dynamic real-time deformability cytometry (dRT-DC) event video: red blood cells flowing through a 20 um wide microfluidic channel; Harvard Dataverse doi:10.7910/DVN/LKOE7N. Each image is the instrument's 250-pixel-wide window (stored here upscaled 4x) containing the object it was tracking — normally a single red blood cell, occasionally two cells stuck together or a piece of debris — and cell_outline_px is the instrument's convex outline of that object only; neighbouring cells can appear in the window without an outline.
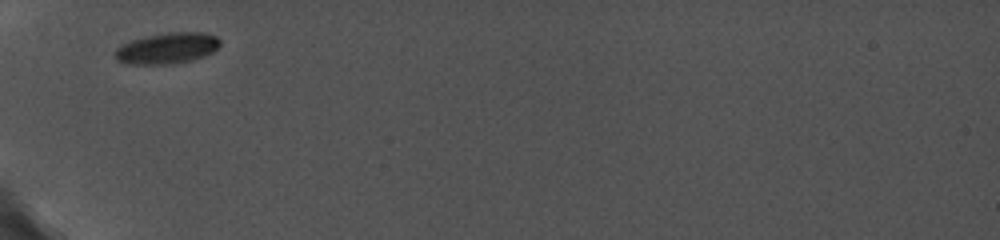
{"species": "common noctule bat (a hibernating species)", "species_latin": "Nyctalus noctula", "temperature_condition": "cold", "stored_images_in_passage": 16, "camera_frame_rate_fps": 5000, "um_per_image_px": 0.085, "animal": {"sex": "female", "body_mass_g": 19.0, "forearm_length_mm": 56.7}, "frame": {"image": 1, "passage_image": 1, "time_ms": 0.0, "image_size_px": [1000, 240], "cell_outline_px": [[220, 44], [212, 52], [192, 60], [172, 64], [128, 64], [116, 60], [116, 48], [120, 44], [144, 36], [164, 32], [204, 32], [216, 36], [220, 40]], "centroid_in_image_um": [14.19, 4.09], "position_along_channel_um": 70.8, "area_um2": 19.07}}
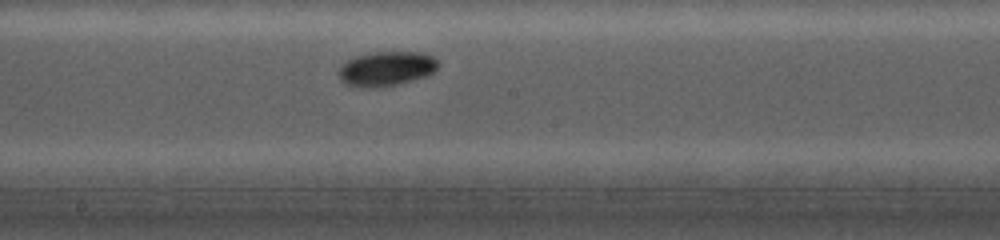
{"frame": {"image": 2, "passage_image": 7, "time_ms": 4.0, "image_size_px": [1000, 240], "cell_outline_px": [[440, 64], [428, 76], [396, 84], [372, 88], [360, 88], [348, 84], [340, 80], [340, 68], [348, 60], [356, 56], [376, 52], [420, 52], [432, 56]], "centroid_in_image_um": [32.86, 5.84], "position_along_channel_um": 215.3, "area_um2": 19.77}}
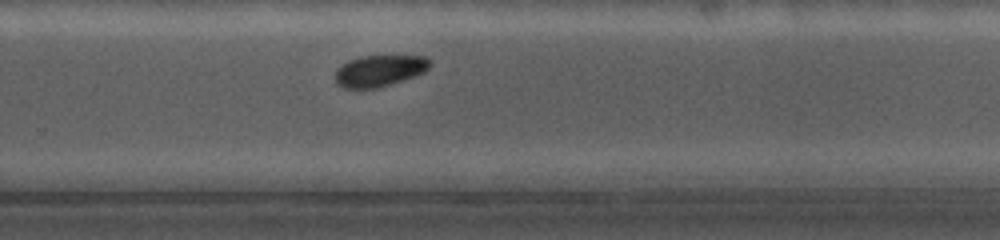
{"frame": {"image": 3, "passage_image": 11, "time_ms": 6.2, "image_size_px": [1000, 240], "cell_outline_px": [[432, 64], [424, 72], [416, 76], [376, 88], [344, 88], [336, 84], [336, 72], [348, 60], [364, 56], [428, 56], [432, 60]], "centroid_in_image_um": [32.32, 6.01], "position_along_channel_um": 297.5, "area_um2": 17.22}}